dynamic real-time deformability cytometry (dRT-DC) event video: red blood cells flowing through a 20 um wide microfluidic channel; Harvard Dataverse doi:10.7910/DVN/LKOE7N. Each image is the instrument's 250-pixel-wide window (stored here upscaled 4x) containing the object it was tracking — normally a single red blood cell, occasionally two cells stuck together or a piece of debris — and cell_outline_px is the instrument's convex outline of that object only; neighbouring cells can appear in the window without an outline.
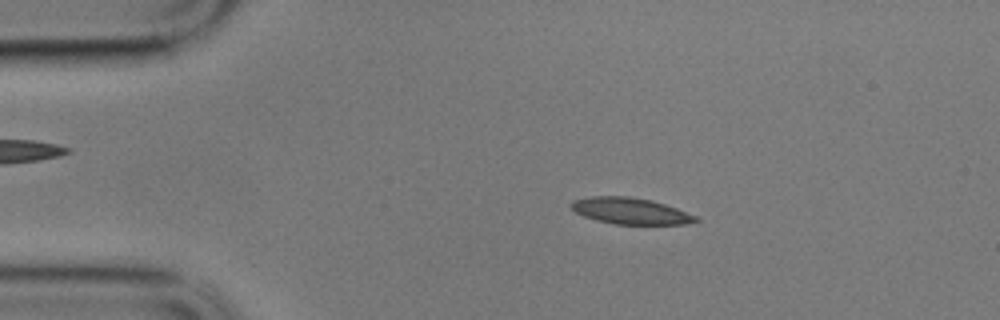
{"species": "common noctule bat (a hibernating species)", "species_latin": "Nyctalus noctula", "temperature_condition": "cold", "stored_images_in_passage": 16, "camera_frame_rate_fps": 3000, "um_per_image_px": 0.085, "animal": {"sex": "male", "body_mass_g": 17.9}, "frame": {"image": 1, "passage_image": 10, "time_ms": 3.0, "image_size_px": [1000, 320], "cell_outline_px": [[700, 220], [688, 224], [616, 224], [596, 220], [584, 216], [576, 212], [568, 204], [572, 200], [592, 196], [628, 196], [648, 200], [664, 204], [676, 208], [696, 216]], "centroid_in_image_um": [53.55, 17.93], "position_along_channel_um": 31.4, "area_um2": 18.96}}